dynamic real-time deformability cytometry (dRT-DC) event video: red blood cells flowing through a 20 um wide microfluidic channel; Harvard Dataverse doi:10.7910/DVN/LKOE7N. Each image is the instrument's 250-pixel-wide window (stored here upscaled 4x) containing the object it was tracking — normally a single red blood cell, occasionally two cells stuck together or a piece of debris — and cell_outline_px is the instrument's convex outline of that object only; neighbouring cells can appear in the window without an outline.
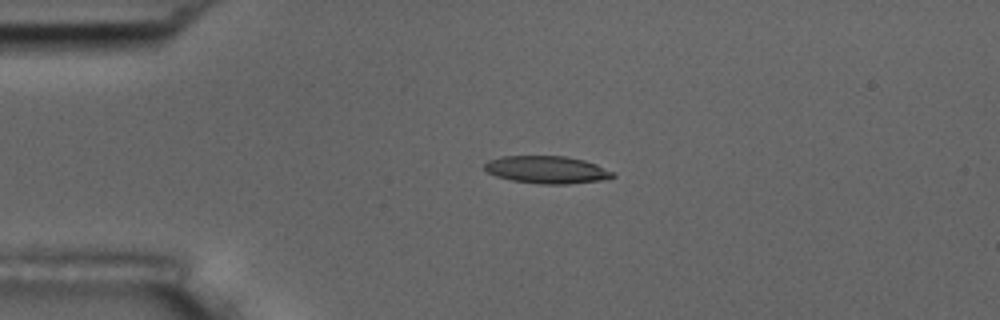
{"species": "common noctule bat (a hibernating species)", "species_latin": "Nyctalus noctula", "temperature_condition": "room temperature", "stored_images_in_passage": 1, "camera_frame_rate_fps": 3000, "um_per_image_px": 0.085, "animal": {"sex": "male", "body_mass_g": 17.5, "forearm_length_mm": 52.3}, "frame": {"image": 1, "passage_image": 1, "time_ms": 0.0, "image_size_px": [1000, 320], "cell_outline_px": [[616, 176], [600, 180], [568, 184], [540, 184], [512, 180], [496, 176], [488, 172], [484, 168], [484, 164], [488, 160], [500, 156], [564, 156], [584, 160], [596, 164], [612, 172]], "centroid_in_image_um": [46.45, 14.42], "position_along_channel_um": 38.6, "area_um2": 20.4}}